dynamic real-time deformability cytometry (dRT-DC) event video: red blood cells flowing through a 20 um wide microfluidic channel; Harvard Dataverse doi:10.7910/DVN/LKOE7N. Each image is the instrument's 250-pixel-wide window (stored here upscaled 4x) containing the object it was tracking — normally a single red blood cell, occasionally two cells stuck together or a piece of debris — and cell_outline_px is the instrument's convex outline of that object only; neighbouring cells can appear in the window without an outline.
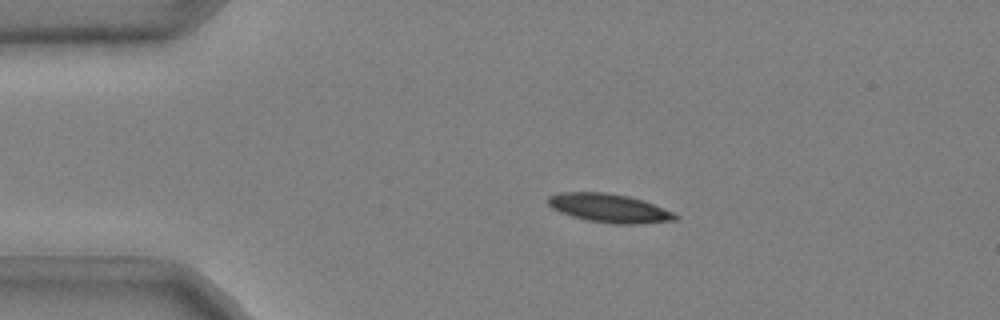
{"species": "common noctule bat (a hibernating species)", "species_latin": "Nyctalus noctula", "temperature_condition": "cold", "stored_images_in_passage": 42, "camera_frame_rate_fps": 3000, "um_per_image_px": 0.085, "animal": {"sex": "male", "body_mass_g": 20.4}, "frame": {"image": 1, "passage_image": 1, "time_ms": 0.0, "image_size_px": [1000, 320], "cell_outline_px": [[680, 216], [676, 220], [640, 224], [612, 224], [588, 220], [572, 216], [560, 212], [552, 208], [548, 204], [548, 196], [560, 192], [604, 192], [628, 196], [652, 204], [672, 212]], "centroid_in_image_um": [51.76, 17.7], "position_along_channel_um": 33.2, "area_um2": 21.1}}
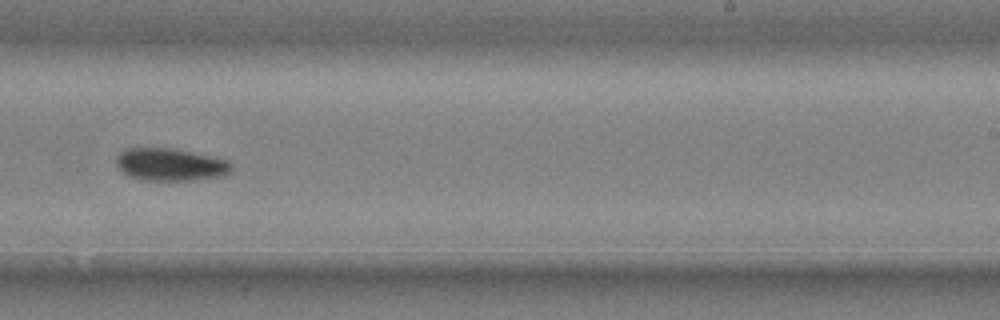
{"frame": {"image": 2, "passage_image": 24, "time_ms": 7.667, "image_size_px": [1000, 320], "cell_outline_px": [[232, 172], [224, 176], [192, 180], [140, 180], [128, 176], [120, 172], [116, 164], [116, 156], [124, 148], [172, 148], [212, 156], [228, 160], [232, 164]], "centroid_in_image_um": [14.46, 13.99], "position_along_channel_um": 274.5, "area_um2": 22.2}}
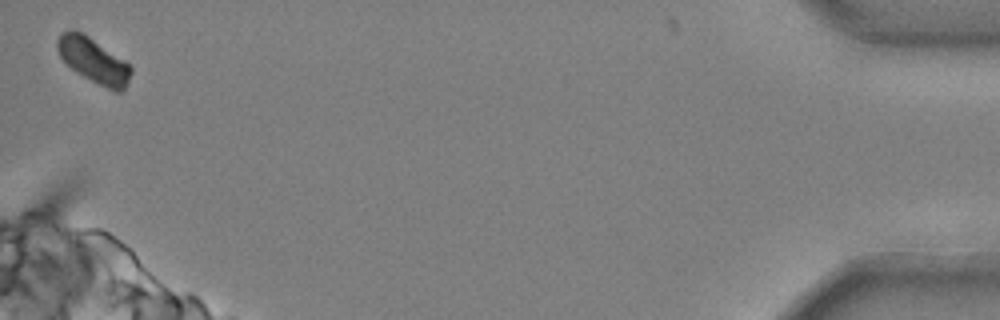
{"frame": {"image": 3, "passage_image": 42, "time_ms": 13.667, "image_size_px": [1000, 320], "cell_outline_px": [[132, 72], [124, 92], [116, 92], [76, 72], [60, 56], [56, 48], [56, 40], [60, 32], [68, 28], [72, 28], [88, 36], [124, 60], [132, 68]], "centroid_in_image_um": [7.93, 5.11], "position_along_channel_um": 427.3, "area_um2": 19.19}, "authors_computed_cell_mechanics": {"area_um2": 21.7906, "velocity_mm_per_s": 3.6821, "shape_relaxation_time_tau1_ms": 4.0098, "shape_relaxation_time_tau2_ms": null, "deformation_change_tau1": 0.1119, "deformation_change_tau2": null}}